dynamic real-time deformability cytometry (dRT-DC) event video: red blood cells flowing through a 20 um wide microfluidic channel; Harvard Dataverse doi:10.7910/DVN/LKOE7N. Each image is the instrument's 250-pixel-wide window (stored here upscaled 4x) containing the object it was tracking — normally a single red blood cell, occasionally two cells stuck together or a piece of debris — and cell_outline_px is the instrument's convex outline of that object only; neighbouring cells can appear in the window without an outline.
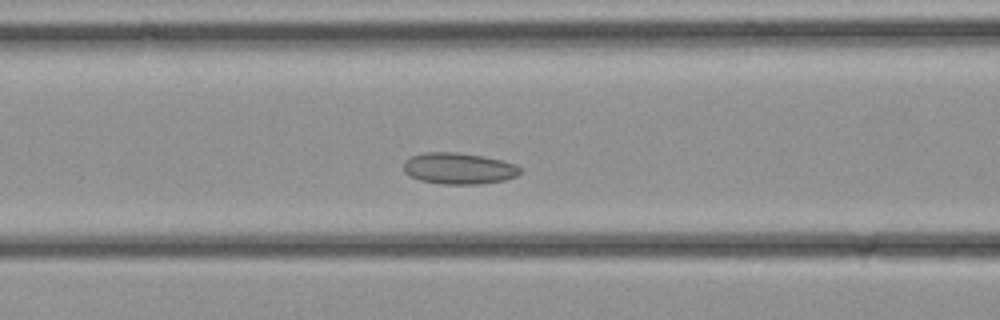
{"species": "common noctule bat (a hibernating species)", "species_latin": "Nyctalus noctula", "temperature_condition": "cold", "stored_images_in_passage": 34, "camera_frame_rate_fps": 3000, "um_per_image_px": 0.085, "animal": {"sex": "female", "body_mass_g": 21.9}, "frame": {"image": 1, "passage_image": 12, "time_ms": 3.667, "image_size_px": [1000, 320], "cell_outline_px": [[520, 172], [516, 176], [504, 180], [480, 184], [444, 184], [420, 180], [408, 176], [404, 172], [404, 160], [412, 156], [424, 152], [456, 152], [480, 156], [500, 160], [516, 164], [520, 168]], "centroid_in_image_um": [38.96, 14.32], "position_along_channel_um": 127.6, "area_um2": 21.21}}
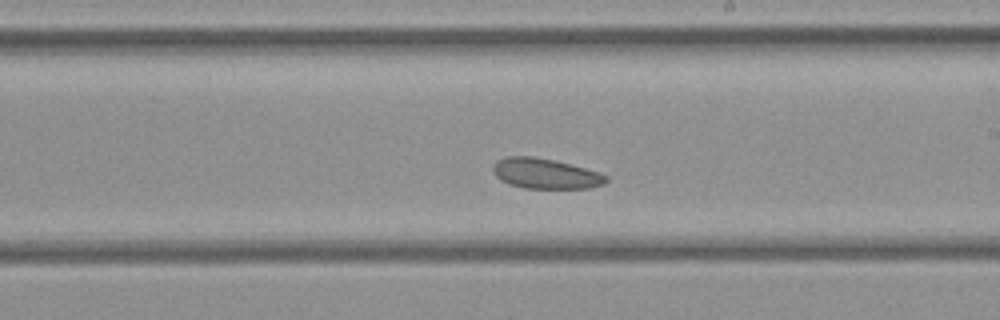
{"frame": {"image": 2, "passage_image": 18, "time_ms": 5.667, "image_size_px": [1000, 320], "cell_outline_px": [[608, 180], [604, 184], [588, 188], [524, 188], [508, 184], [500, 180], [496, 176], [492, 168], [492, 164], [496, 160], [508, 156], [536, 156], [584, 168], [608, 176]], "centroid_in_image_um": [46.3, 14.75], "position_along_channel_um": 242.7, "area_um2": 19.88}}
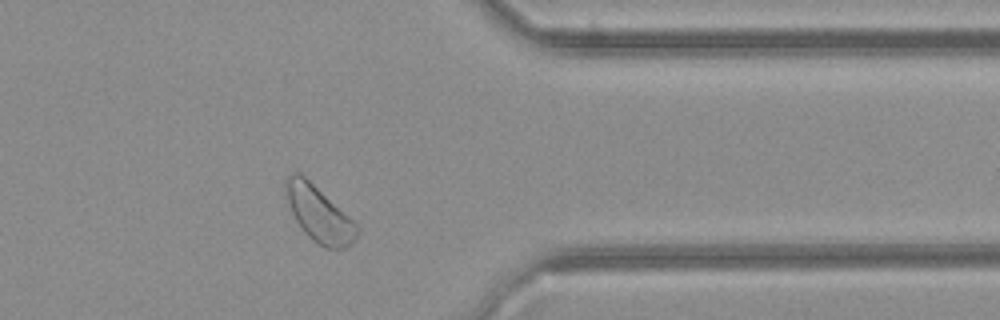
{"frame": {"image": 3, "passage_image": 26, "time_ms": 8.333, "image_size_px": [1000, 320], "cell_outline_px": [[360, 228], [352, 244], [344, 248], [324, 248], [312, 240], [304, 232], [296, 220], [292, 212], [284, 192], [284, 180], [292, 172], [300, 172], [348, 216]], "centroid_in_image_um": [27.08, 18.18], "position_along_channel_um": 384.3, "area_um2": 22.83}}